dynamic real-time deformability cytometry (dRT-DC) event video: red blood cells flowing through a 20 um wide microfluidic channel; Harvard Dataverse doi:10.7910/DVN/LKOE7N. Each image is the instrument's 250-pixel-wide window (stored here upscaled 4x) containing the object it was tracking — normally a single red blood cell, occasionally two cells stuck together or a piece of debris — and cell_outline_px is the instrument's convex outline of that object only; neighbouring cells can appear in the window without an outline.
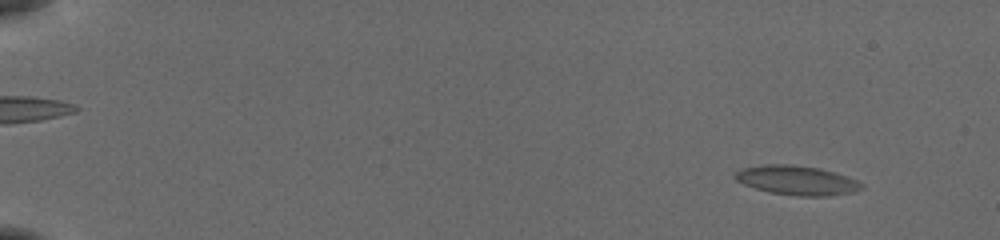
{"species": "common noctule bat (a hibernating species)", "species_latin": "Nyctalus noctula", "temperature_condition": "cold", "stored_images_in_passage": 55, "camera_frame_rate_fps": 3000, "um_per_image_px": 0.085, "animal": {"sex": "female", "body_mass_g": 19.5, "forearm_length_mm": 54.1}, "frame": {"image": 1, "passage_image": 5, "time_ms": 1.333, "image_size_px": [1000, 240], "cell_outline_px": [[864, 188], [852, 192], [824, 196], [800, 196], [768, 192], [744, 184], [736, 180], [732, 176], [740, 168], [768, 164], [788, 164], [820, 168], [856, 180], [864, 184]], "centroid_in_image_um": [67.7, 15.32], "position_along_channel_um": 17.3, "area_um2": 21.44}}
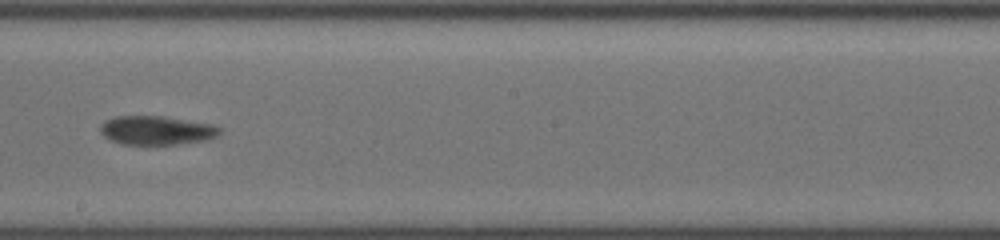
{"frame": {"image": 2, "passage_image": 34, "time_ms": 11.0, "image_size_px": [1000, 240], "cell_outline_px": [[220, 132], [216, 136], [208, 140], [176, 144], [124, 144], [112, 140], [104, 136], [100, 132], [100, 124], [116, 116], [164, 116], [208, 124], [220, 128]], "centroid_in_image_um": [13.28, 11.08], "position_along_channel_um": 234.9, "area_um2": 19.77}}
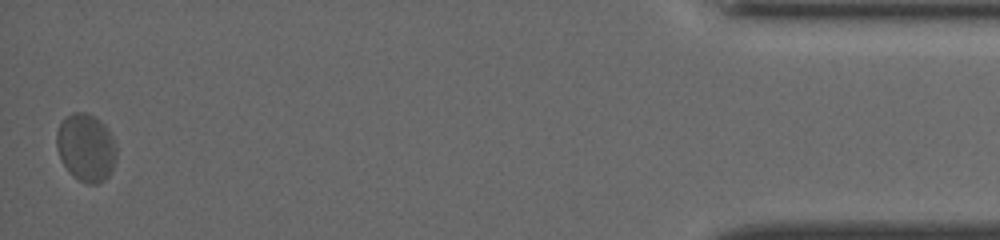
{"frame": {"image": 3, "passage_image": 55, "time_ms": 18.0, "image_size_px": [1000, 240], "cell_outline_px": [[116, 160], [108, 176], [104, 180], [96, 184], [88, 184], [72, 176], [68, 172], [56, 148], [56, 132], [60, 120], [72, 112], [88, 112], [100, 120], [108, 128], [112, 136], [116, 148]], "centroid_in_image_um": [7.29, 12.51], "position_along_channel_um": 427.9, "area_um2": 23.93}, "authors_computed_cell_mechanics": {"area_um2": 20.4612, "velocity_mm_per_s": 3.792, "shape_relaxation_time_tau1_ms": 6.329, "shape_relaxation_time_tau2_ms": 0.7068, "deformation_change_tau1": 0.1354, "deformation_change_tau2": 0.0428}}